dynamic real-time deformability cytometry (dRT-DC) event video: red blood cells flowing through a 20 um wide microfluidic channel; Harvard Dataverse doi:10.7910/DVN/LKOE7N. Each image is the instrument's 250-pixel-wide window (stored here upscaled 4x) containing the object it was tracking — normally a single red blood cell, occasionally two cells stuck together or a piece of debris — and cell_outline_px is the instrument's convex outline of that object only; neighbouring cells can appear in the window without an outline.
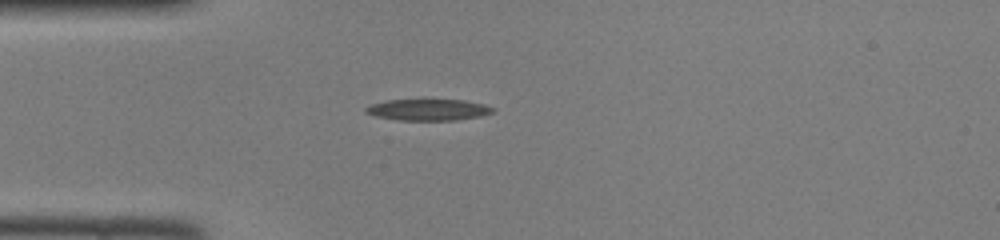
{"species": "common noctule bat (a hibernating species)", "species_latin": "Nyctalus noctula", "temperature_condition": "room temperature", "stored_images_in_passage": 42, "camera_frame_rate_fps": 3000, "um_per_image_px": 0.085, "animal": {"sex": "female", "body_mass_g": 22.0, "forearm_length_mm": 56.7}, "frame": {"image": 1, "passage_image": 8, "time_ms": 2.333, "image_size_px": [1000, 240], "cell_outline_px": [[496, 108], [492, 112], [480, 116], [456, 120], [400, 120], [376, 116], [364, 112], [364, 108], [372, 104], [388, 100], [424, 96], [464, 100], [484, 104]], "centroid_in_image_um": [36.39, 9.27], "position_along_channel_um": 48.6, "area_um2": 16.76}}
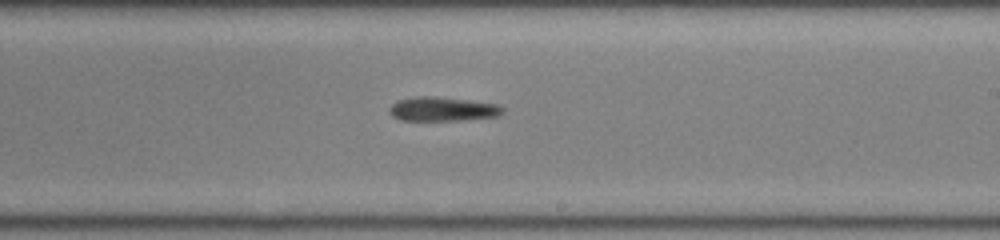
{"frame": {"image": 2, "passage_image": 23, "time_ms": 7.333, "image_size_px": [1000, 240], "cell_outline_px": [[504, 112], [496, 116], [460, 120], [400, 120], [392, 116], [388, 112], [388, 108], [392, 104], [400, 100], [416, 96], [432, 96], [468, 100], [500, 104], [504, 108]], "centroid_in_image_um": [37.61, 9.27], "position_along_channel_um": 251.4, "area_um2": 15.9}}
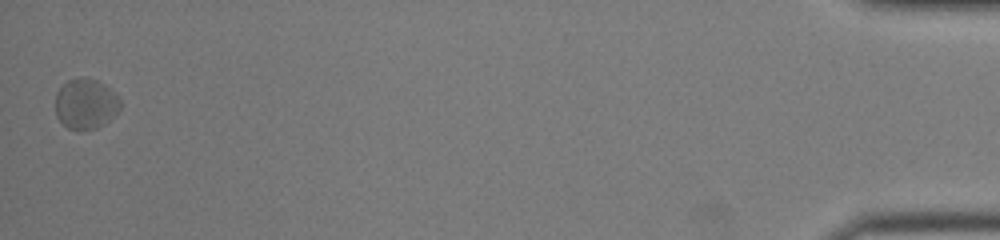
{"frame": {"image": 3, "passage_image": 42, "time_ms": 13.667, "image_size_px": [1000, 240], "cell_outline_px": [[120, 108], [104, 124], [96, 128], [68, 128], [56, 116], [56, 92], [68, 80], [96, 80], [104, 84], [116, 92], [120, 100]], "centroid_in_image_um": [7.3, 8.83], "position_along_channel_um": 427.9, "area_um2": 18.38}}